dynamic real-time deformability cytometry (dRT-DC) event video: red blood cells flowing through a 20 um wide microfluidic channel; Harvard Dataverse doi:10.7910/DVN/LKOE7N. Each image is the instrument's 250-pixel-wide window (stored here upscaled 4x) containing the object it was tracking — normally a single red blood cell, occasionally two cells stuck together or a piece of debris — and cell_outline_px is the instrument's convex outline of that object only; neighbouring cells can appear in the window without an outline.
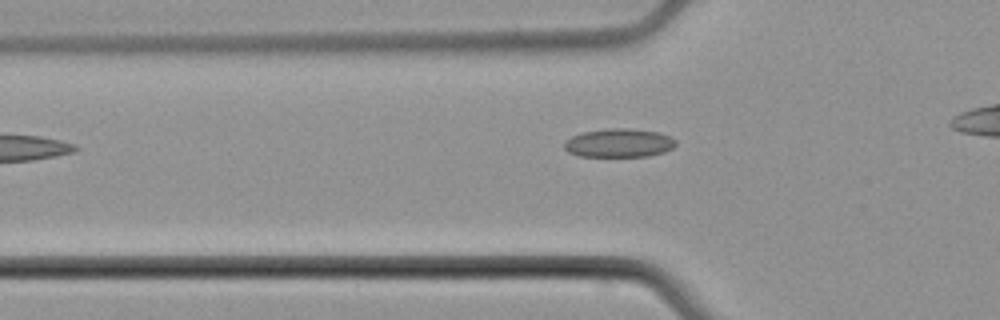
{"species": "common noctule bat (a hibernating species)", "species_latin": "Nyctalus noctula", "temperature_condition": "cold", "stored_images_in_passage": 3, "camera_frame_rate_fps": 3000, "um_per_image_px": 0.085, "animal": {"sex": "male", "body_mass_g": 21.5, "forearm_length_mm": 52.0}, "frame": {"image": 1, "passage_image": 3, "time_ms": 2.667, "image_size_px": [1000, 320], "cell_outline_px": [[676, 144], [672, 148], [664, 152], [648, 156], [580, 156], [568, 152], [564, 148], [564, 140], [572, 136], [584, 132], [608, 128], [628, 128], [660, 132], [676, 140]], "centroid_in_image_um": [52.61, 12.15], "position_along_channel_um": 73.2, "area_um2": 18.61}}